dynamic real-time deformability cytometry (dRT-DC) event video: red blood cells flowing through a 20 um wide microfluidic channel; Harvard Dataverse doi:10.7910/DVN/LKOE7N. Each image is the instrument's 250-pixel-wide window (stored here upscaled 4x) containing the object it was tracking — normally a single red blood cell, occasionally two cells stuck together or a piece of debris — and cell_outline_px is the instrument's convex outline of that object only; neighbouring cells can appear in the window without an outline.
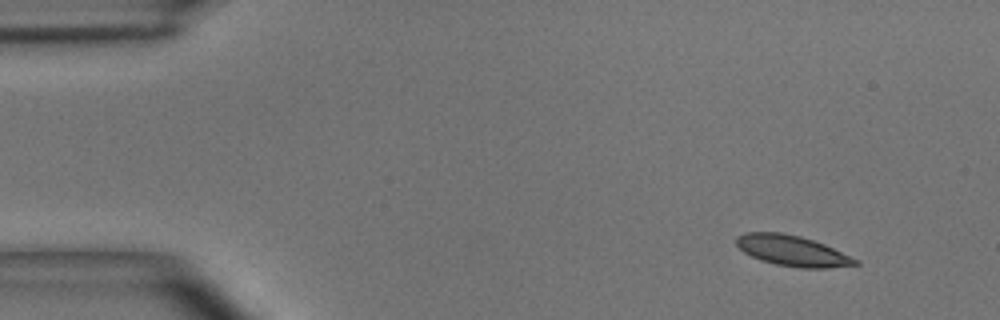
{"species": "common noctule bat (a hibernating species)", "species_latin": "Nyctalus noctula", "temperature_condition": "room temperature", "stored_images_in_passage": 4, "camera_frame_rate_fps": 3000, "um_per_image_px": 0.085, "animal": {"sex": "male", "body_mass_g": 15.6}, "frame": {"image": 1, "passage_image": 1, "time_ms": 0.0, "image_size_px": [1000, 320], "cell_outline_px": [[860, 264], [828, 268], [800, 268], [776, 264], [760, 260], [744, 252], [736, 244], [736, 236], [748, 232], [780, 232], [800, 236], [824, 244], [860, 260]], "centroid_in_image_um": [67.36, 21.32], "position_along_channel_um": 17.6, "area_um2": 21.15}}
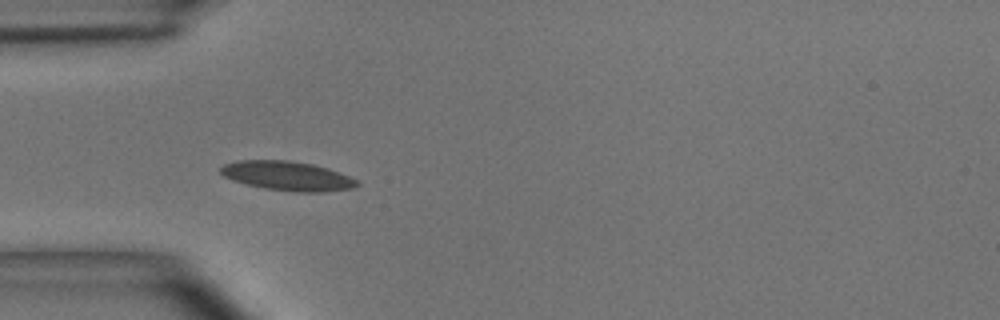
{"frame": {"image": 2, "passage_image": 4, "time_ms": 1.0, "image_size_px": [1000, 320], "cell_outline_px": [[360, 184], [356, 188], [324, 192], [296, 192], [264, 188], [232, 180], [224, 176], [220, 172], [220, 168], [224, 164], [240, 160], [288, 160], [312, 164], [328, 168], [348, 176], [356, 180]], "centroid_in_image_um": [24.45, 14.96], "position_along_channel_um": 60.6, "area_um2": 23.24}}